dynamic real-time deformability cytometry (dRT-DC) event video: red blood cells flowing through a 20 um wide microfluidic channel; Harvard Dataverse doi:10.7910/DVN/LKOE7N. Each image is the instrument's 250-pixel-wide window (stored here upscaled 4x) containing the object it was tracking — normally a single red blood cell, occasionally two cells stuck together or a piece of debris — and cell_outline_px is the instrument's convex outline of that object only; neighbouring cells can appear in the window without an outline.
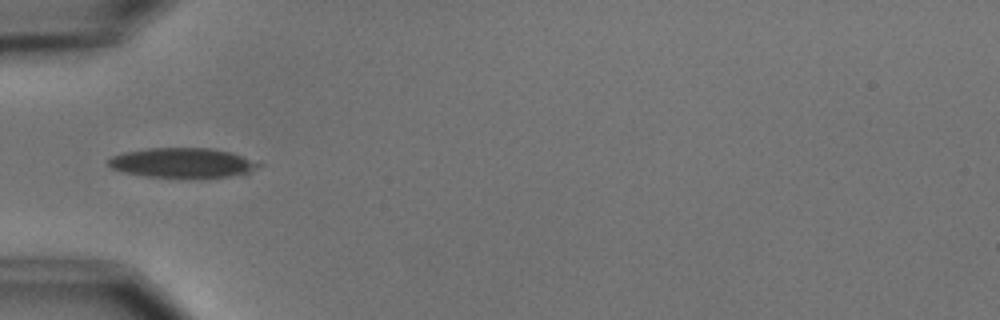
{"species": "common noctule bat (a hibernating species)", "species_latin": "Nyctalus noctula", "temperature_condition": "cold", "stored_images_in_passage": 8, "camera_frame_rate_fps": 3000, "um_per_image_px": 0.085, "animal": {"sex": "male", "body_mass_g": 15.6}, "frame": {"image": 1, "passage_image": 4, "time_ms": 4.333, "image_size_px": [1000, 320], "cell_outline_px": [[264, 164], [248, 176], [144, 176], [124, 172], [112, 168], [104, 160], [112, 156], [124, 152], [148, 148], [212, 148], [232, 152]], "centroid_in_image_um": [15.58, 13.82], "position_along_channel_um": 69.4, "area_um2": 26.13}}